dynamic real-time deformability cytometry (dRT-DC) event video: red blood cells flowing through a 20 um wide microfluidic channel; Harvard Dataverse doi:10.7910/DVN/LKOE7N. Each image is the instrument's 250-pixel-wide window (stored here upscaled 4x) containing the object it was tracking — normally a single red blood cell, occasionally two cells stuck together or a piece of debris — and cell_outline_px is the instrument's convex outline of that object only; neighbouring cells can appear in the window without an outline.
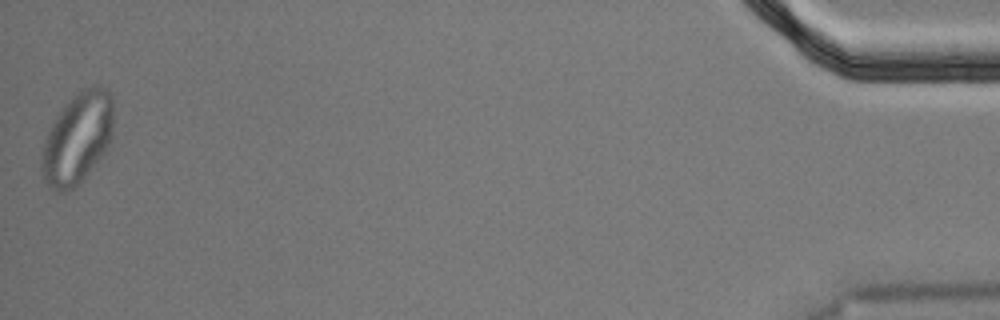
{"species": "Egyptian fruit bat (a non-hibernating species)", "species_latin": "Rousettus aegyptiacus", "temperature_condition": "cold", "stored_images_in_passage": 58, "segment_of_instrument_passage": [2, 2], "camera_frame_rate_fps": 3000, "um_per_image_px": 0.085, "animal": {"sex": "male"}, "frame": {"image": 1, "passage_image": 58, "time_ms": 19.0, "image_size_px": [1000, 320], "cell_outline_px": [[112, 136], [104, 152], [88, 172], [72, 188], [64, 192], [60, 192], [52, 188], [44, 180], [40, 168], [44, 144], [48, 132], [56, 116], [76, 92], [84, 88], [104, 88], [112, 96]], "centroid_in_image_um": [6.57, 11.76], "position_along_channel_um": 428.6, "area_um2": 37.11}}